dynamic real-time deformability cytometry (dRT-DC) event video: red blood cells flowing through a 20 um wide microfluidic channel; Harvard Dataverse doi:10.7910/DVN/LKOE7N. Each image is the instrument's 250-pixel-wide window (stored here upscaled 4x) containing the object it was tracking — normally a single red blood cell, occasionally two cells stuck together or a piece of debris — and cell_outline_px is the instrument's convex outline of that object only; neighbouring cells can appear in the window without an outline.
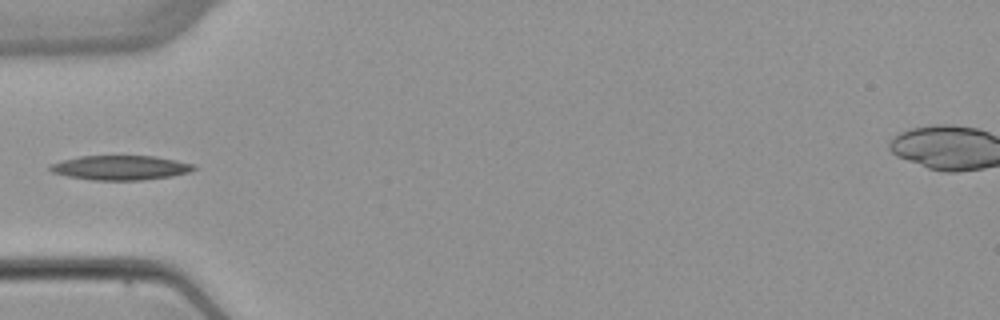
{"species": "common noctule bat (a hibernating species)", "species_latin": "Nyctalus noctula", "temperature_condition": "warm", "stored_images_in_passage": 3, "camera_frame_rate_fps": 3000, "um_per_image_px": 0.085, "animal": {"sex": "female", "body_mass_g": 22.7, "forearm_length_mm": 54.2}, "frame": {"image": 1, "passage_image": 3, "time_ms": 3.333, "image_size_px": [1000, 320], "cell_outline_px": [[196, 168], [188, 172], [172, 176], [140, 180], [92, 180], [68, 176], [52, 172], [48, 168], [52, 164], [64, 160], [80, 156], [156, 156], [196, 164]], "centroid_in_image_um": [10.28, 14.25], "position_along_channel_um": 74.7, "area_um2": 20.4}}